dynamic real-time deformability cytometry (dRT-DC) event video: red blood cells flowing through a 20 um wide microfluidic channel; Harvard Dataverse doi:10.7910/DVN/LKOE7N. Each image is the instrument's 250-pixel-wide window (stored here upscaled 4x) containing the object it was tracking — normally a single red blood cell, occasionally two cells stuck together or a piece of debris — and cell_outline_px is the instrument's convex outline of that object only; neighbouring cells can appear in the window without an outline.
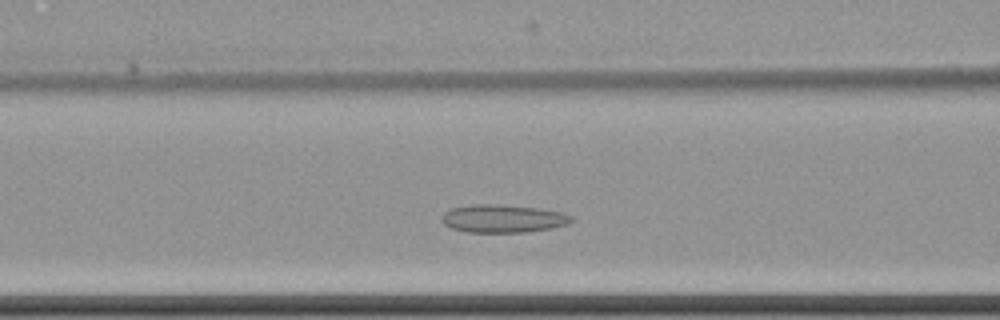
{"species": "common noctule bat (a hibernating species)", "species_latin": "Nyctalus noctula", "temperature_condition": "cold", "stored_images_in_passage": 42, "camera_frame_rate_fps": 3000, "um_per_image_px": 0.085, "animal": {"sex": "female", "body_mass_g": 22.7, "forearm_length_mm": 54.2}, "frame": {"image": 1, "passage_image": 14, "time_ms": 4.333, "image_size_px": [1000, 320], "cell_outline_px": [[572, 220], [568, 224], [552, 228], [524, 232], [468, 232], [452, 228], [444, 224], [440, 220], [440, 216], [444, 212], [452, 208], [472, 204], [496, 204], [540, 208], [560, 212], [572, 216]], "centroid_in_image_um": [42.72, 18.57], "position_along_channel_um": 123.9, "area_um2": 21.15}}
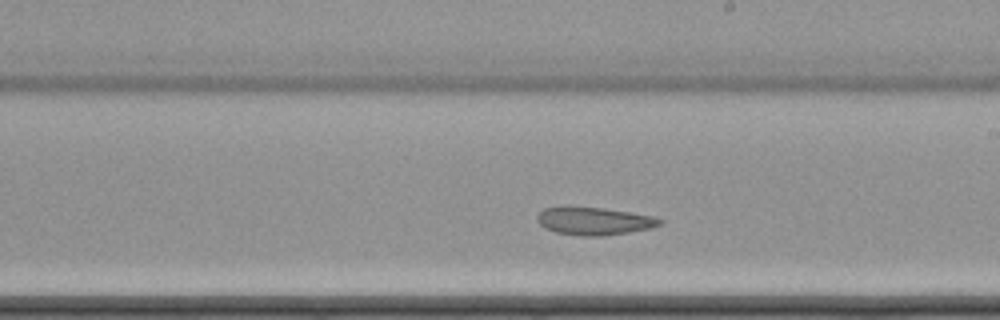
{"frame": {"image": 2, "passage_image": 24, "time_ms": 7.667, "image_size_px": [1000, 320], "cell_outline_px": [[664, 220], [660, 224], [652, 228], [628, 232], [600, 236], [580, 236], [556, 232], [544, 228], [536, 220], [536, 216], [544, 208], [604, 208], [652, 216]], "centroid_in_image_um": [50.5, 18.81], "position_along_channel_um": 238.5, "area_um2": 19.42}}
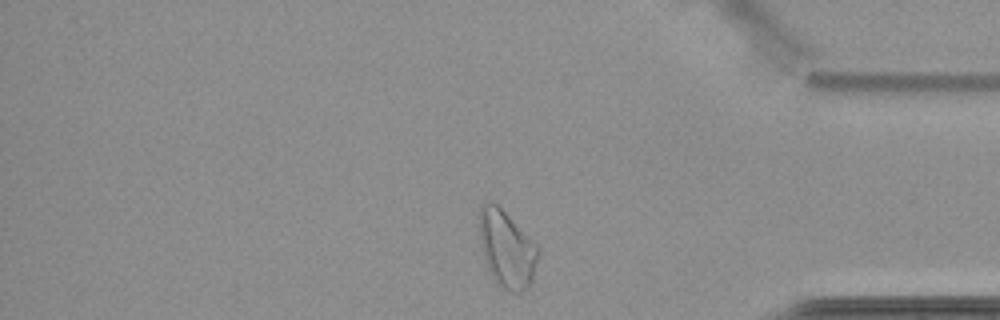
{"frame": {"image": 3, "passage_image": 39, "time_ms": 12.667, "image_size_px": [1000, 320], "cell_outline_px": [[540, 252], [532, 280], [528, 288], [520, 292], [508, 292], [492, 276], [488, 268], [484, 256], [480, 240], [480, 208], [488, 200], [492, 200], [540, 248]], "centroid_in_image_um": [43.1, 21.18], "position_along_channel_um": 392.1, "area_um2": 25.84}}